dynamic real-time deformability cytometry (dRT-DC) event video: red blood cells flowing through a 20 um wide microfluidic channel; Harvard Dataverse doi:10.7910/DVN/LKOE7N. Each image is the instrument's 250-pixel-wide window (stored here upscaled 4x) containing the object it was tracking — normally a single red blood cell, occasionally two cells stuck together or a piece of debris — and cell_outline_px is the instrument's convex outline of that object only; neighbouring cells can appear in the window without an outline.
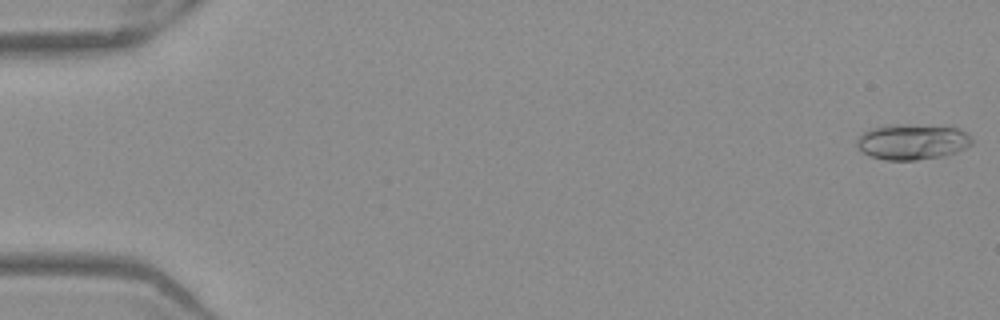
{"species": "Egyptian fruit bat (a non-hibernating species)", "species_latin": "Rousettus aegyptiacus", "temperature_condition": "warm", "stored_images_in_passage": 37, "camera_frame_rate_fps": 3000, "um_per_image_px": 0.085, "frame": {"image": 1, "passage_image": 1, "time_ms": 0.0, "image_size_px": [1000, 320], "cell_outline_px": [[972, 144], [956, 152], [944, 156], [916, 160], [884, 160], [868, 156], [860, 152], [856, 148], [856, 140], [864, 132], [872, 128], [884, 124], [912, 124], [956, 128], [968, 132], [972, 136]], "centroid_in_image_um": [77.5, 12.05], "position_along_channel_um": 7.5, "area_um2": 24.33}}
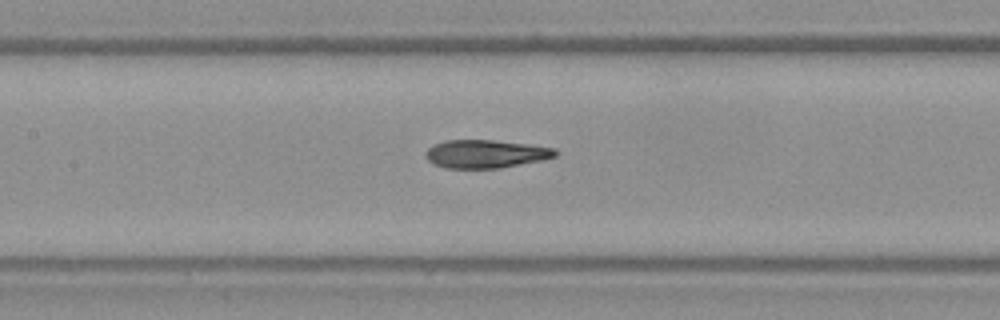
{"frame": {"image": 2, "passage_image": 25, "time_ms": 8.0, "image_size_px": [1000, 320], "cell_outline_px": [[560, 152], [556, 156], [544, 160], [500, 168], [444, 168], [432, 164], [424, 156], [424, 152], [432, 144], [444, 140], [492, 140], [528, 144], [556, 148]], "centroid_in_image_um": [41.27, 13.08], "position_along_channel_um": 166.1, "area_um2": 21.68}}
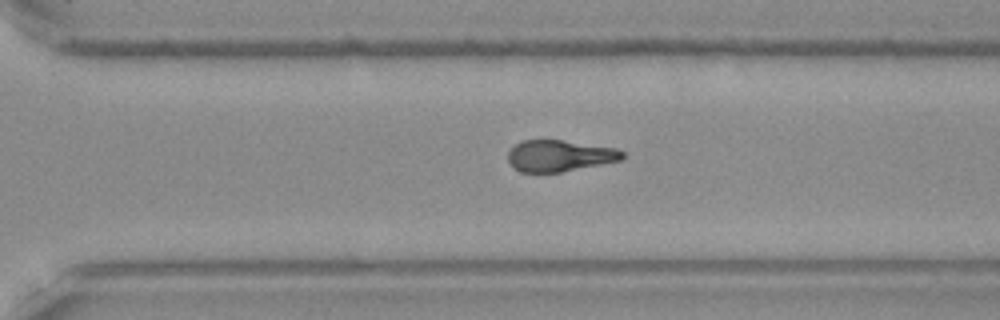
{"frame": {"image": 3, "passage_image": 37, "time_ms": 12.0, "image_size_px": [1000, 320], "cell_outline_px": [[624, 160], [560, 172], [520, 172], [508, 160], [508, 152], [520, 140], [560, 140], [616, 148], [624, 152]], "centroid_in_image_um": [47.59, 13.24], "position_along_channel_um": 323.0, "area_um2": 20.81}}